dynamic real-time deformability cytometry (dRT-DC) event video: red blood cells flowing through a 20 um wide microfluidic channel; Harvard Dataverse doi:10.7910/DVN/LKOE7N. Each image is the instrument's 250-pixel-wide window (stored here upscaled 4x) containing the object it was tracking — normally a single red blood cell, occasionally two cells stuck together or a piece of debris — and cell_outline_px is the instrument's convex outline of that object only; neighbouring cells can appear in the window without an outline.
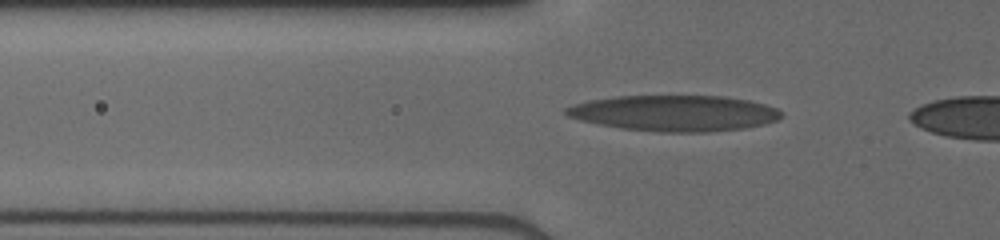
{"species": "human", "species_latin": "Homo sapiens", "temperature_condition": "cold", "stored_images_in_passage": 37, "camera_frame_rate_fps": 3000, "um_per_image_px": 0.085, "donor": {"sex": "male"}, "frame": {"image": 1, "passage_image": 10, "time_ms": 3.0, "image_size_px": [1000, 240], "cell_outline_px": [[780, 116], [776, 120], [764, 124], [744, 128], [708, 132], [660, 132], [620, 128], [580, 120], [568, 116], [564, 112], [564, 108], [588, 100], [616, 96], [724, 96], [748, 100], [764, 104], [776, 108], [780, 112]], "centroid_in_image_um": [57.3, 9.62], "position_along_channel_um": 68.5, "area_um2": 44.8}}
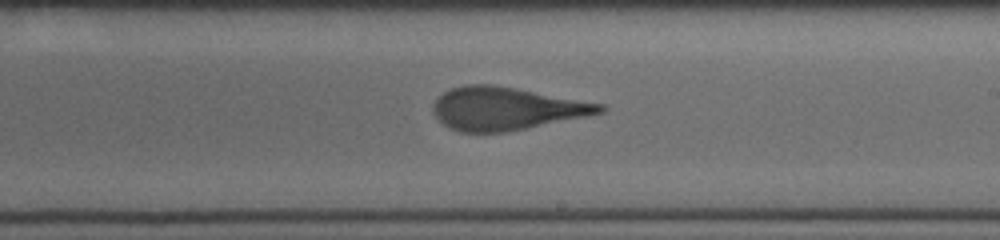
{"frame": {"image": 2, "passage_image": 23, "time_ms": 7.333, "image_size_px": [1000, 240], "cell_outline_px": [[608, 108], [604, 112], [508, 132], [460, 132], [444, 124], [436, 116], [432, 108], [436, 100], [444, 92], [452, 88], [464, 84], [488, 84], [512, 88], [604, 104]], "centroid_in_image_um": [43.02, 9.23], "position_along_channel_um": 246.0, "area_um2": 40.98}}
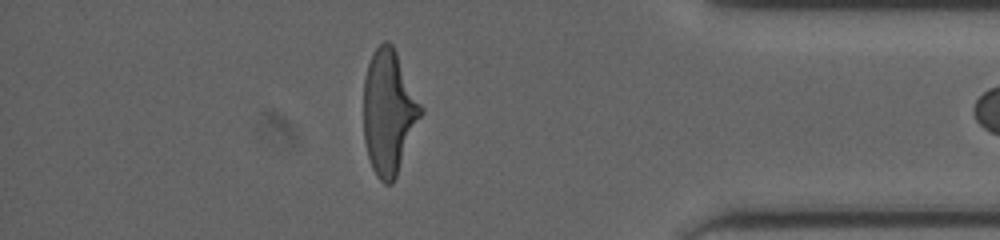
{"frame": {"image": 3, "passage_image": 36, "time_ms": 11.667, "image_size_px": [1000, 240], "cell_outline_px": [[424, 112], [396, 176], [392, 184], [384, 184], [376, 176], [372, 168], [368, 156], [364, 140], [364, 80], [368, 64], [372, 52], [384, 40], [388, 40], [392, 44], [424, 108]], "centroid_in_image_um": [33.06, 9.53], "position_along_channel_um": 402.1, "area_um2": 41.62}}